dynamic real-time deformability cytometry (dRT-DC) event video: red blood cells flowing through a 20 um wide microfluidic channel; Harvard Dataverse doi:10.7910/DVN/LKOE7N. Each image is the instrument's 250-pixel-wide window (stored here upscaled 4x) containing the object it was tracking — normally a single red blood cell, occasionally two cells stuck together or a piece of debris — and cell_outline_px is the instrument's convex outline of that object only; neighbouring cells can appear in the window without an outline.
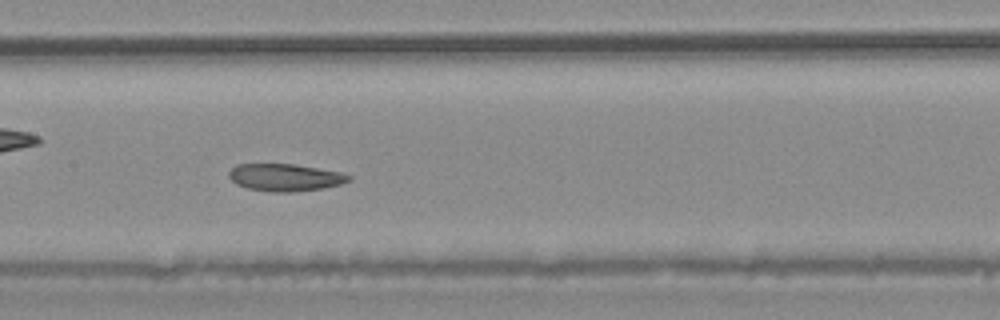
{"species": "common noctule bat (a hibernating species)", "species_latin": "Nyctalus noctula", "temperature_condition": "warm", "stored_images_in_passage": 29, "camera_frame_rate_fps": 3000, "um_per_image_px": 0.085, "animal": {"sex": "male", "body_mass_g": 20.4}, "frame": {"image": 1, "passage_image": 13, "time_ms": 4.0, "image_size_px": [1000, 320], "cell_outline_px": [[352, 180], [340, 184], [324, 188], [292, 192], [276, 192], [248, 188], [236, 184], [228, 176], [228, 172], [236, 164], [292, 164], [340, 172], [352, 176]], "centroid_in_image_um": [24.23, 15.08], "position_along_channel_um": 183.2, "area_um2": 18.96}}